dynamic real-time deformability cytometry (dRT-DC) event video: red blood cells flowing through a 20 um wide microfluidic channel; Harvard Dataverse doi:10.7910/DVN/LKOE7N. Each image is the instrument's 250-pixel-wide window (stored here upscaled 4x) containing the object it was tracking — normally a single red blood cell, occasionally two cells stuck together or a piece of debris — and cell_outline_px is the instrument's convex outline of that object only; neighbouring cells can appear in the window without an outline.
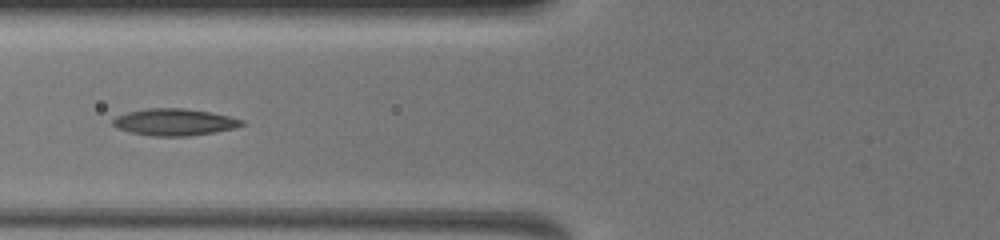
{"species": "common noctule bat (a hibernating species)", "species_latin": "Nyctalus noctula", "temperature_condition": "warm", "stored_images_in_passage": 26, "camera_frame_rate_fps": 3000, "um_per_image_px": 0.085, "animal": {"sex": "female", "body_mass_g": 19.5, "forearm_length_mm": 54.1}, "frame": {"image": 1, "passage_image": 6, "time_ms": 4.333, "image_size_px": [1000, 240], "cell_outline_px": [[244, 124], [236, 128], [216, 132], [188, 136], [148, 136], [116, 128], [112, 124], [112, 120], [116, 116], [128, 112], [148, 108], [184, 108], [212, 112], [244, 120]], "centroid_in_image_um": [14.83, 10.38], "position_along_channel_um": 111.0, "area_um2": 20.29}}
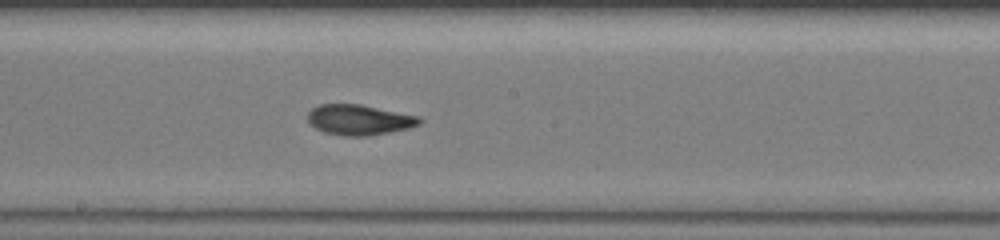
{"frame": {"image": 2, "passage_image": 9, "time_ms": 7.0, "image_size_px": [1000, 240], "cell_outline_px": [[424, 120], [420, 124], [408, 128], [368, 136], [344, 136], [324, 132], [308, 124], [308, 112], [312, 108], [320, 104], [360, 104], [420, 116]], "centroid_in_image_um": [30.53, 10.18], "position_along_channel_um": 217.7, "area_um2": 19.88}}
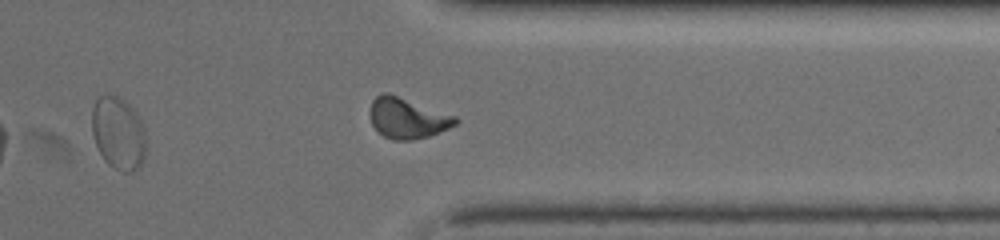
{"frame": {"image": 3, "passage_image": 19, "time_ms": 11.0, "image_size_px": [1000, 240], "cell_outline_px": [[144, 156], [140, 164], [132, 172], [124, 172], [108, 164], [104, 160], [96, 144], [92, 132], [92, 108], [96, 96], [116, 96], [124, 100], [136, 112], [144, 128]], "centroid_in_image_um": [10.03, 11.3], "position_along_channel_um": 401.4, "area_um2": 22.54}, "authors_computed_cell_mechanics": {"area_um2": 19.8832, "velocity_mm_per_s": 3.9934, "shape_relaxation_time_tau1_ms": 6.954, "shape_relaxation_time_tau2_ms": 1.2991, "deformation_change_tau1": 0.183, "deformation_change_tau2": 0.0693}}